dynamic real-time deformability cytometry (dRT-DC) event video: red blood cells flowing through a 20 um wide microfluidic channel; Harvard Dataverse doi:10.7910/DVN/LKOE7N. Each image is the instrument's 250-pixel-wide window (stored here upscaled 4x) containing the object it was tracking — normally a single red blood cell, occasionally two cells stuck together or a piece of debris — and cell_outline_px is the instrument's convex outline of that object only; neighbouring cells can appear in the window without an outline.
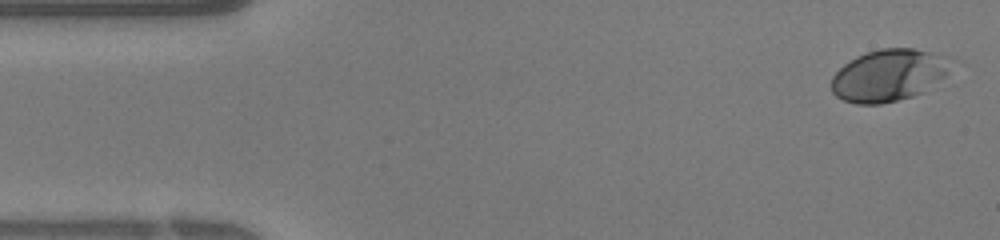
{"species": "human", "species_latin": "Homo sapiens", "temperature_condition": "warm", "stored_images_in_passage": 38, "camera_frame_rate_fps": 3000, "um_per_image_px": 0.085, "donor": {"sex": "female"}, "frame": {"image": 1, "passage_image": 1, "time_ms": 0.0, "image_size_px": [1000, 240], "cell_outline_px": [[948, 72], [944, 76], [920, 92], [912, 96], [880, 104], [856, 104], [844, 100], [836, 96], [832, 92], [832, 76], [844, 64], [856, 56], [880, 48], [912, 48], [928, 52]], "centroid_in_image_um": [75.32, 6.44], "position_along_channel_um": 9.7, "area_um2": 34.39}}
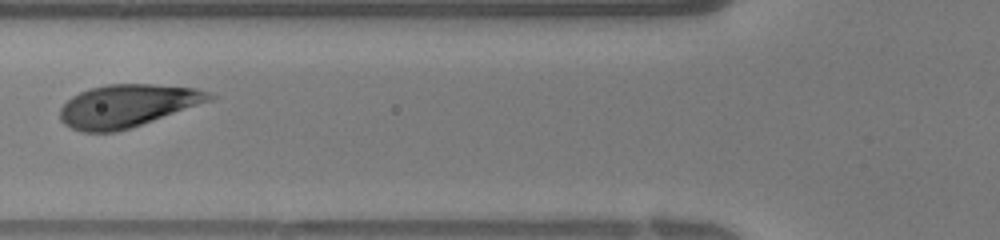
{"frame": {"image": 2, "passage_image": 14, "time_ms": 4.333, "image_size_px": [1000, 240], "cell_outline_px": [[220, 96], [212, 100], [116, 132], [80, 132], [64, 124], [60, 120], [60, 108], [72, 96], [88, 88], [104, 84], [152, 84], [196, 88]], "centroid_in_image_um": [10.8, 8.98], "position_along_channel_um": 115.0, "area_um2": 36.93}}
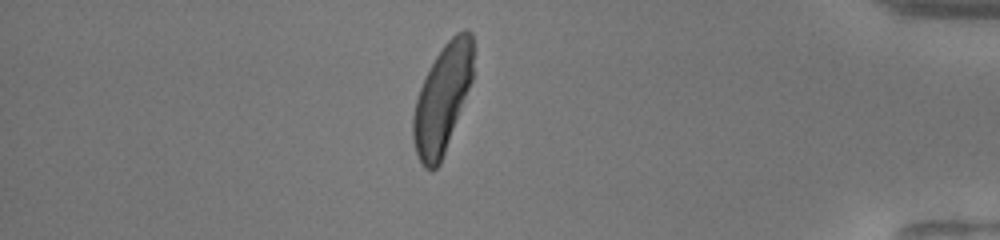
{"frame": {"image": 3, "passage_image": 33, "time_ms": 10.667, "image_size_px": [1000, 240], "cell_outline_px": [[472, 80], [440, 164], [432, 172], [424, 168], [416, 152], [412, 140], [412, 116], [416, 100], [420, 88], [436, 56], [444, 44], [456, 32], [464, 28], [472, 32]], "centroid_in_image_um": [37.58, 8.41], "position_along_channel_um": 397.6, "area_um2": 37.4}}